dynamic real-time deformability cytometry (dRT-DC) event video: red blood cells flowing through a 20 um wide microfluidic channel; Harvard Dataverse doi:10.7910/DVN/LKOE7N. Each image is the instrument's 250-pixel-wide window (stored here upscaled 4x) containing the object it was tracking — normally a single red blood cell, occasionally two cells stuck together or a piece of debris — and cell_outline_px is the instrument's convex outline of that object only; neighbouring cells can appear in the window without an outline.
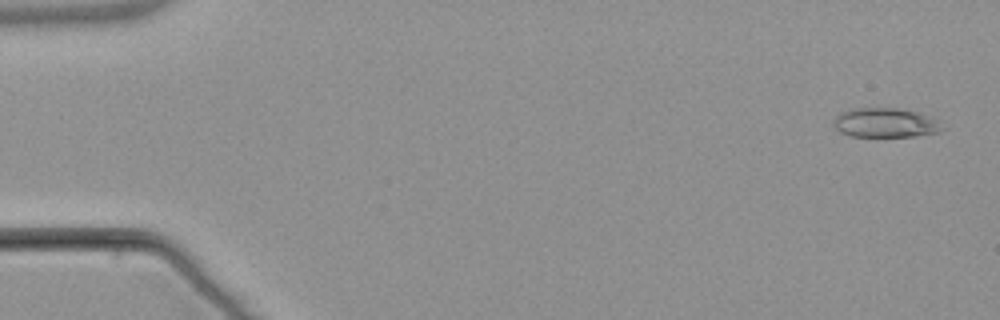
{"species": "common noctule bat (a hibernating species)", "species_latin": "Nyctalus noctula", "temperature_condition": "warm", "stored_images_in_passage": 8, "camera_frame_rate_fps": 3000, "um_per_image_px": 0.085, "animal": {"sex": "male", "body_mass_g": 21.5, "forearm_length_mm": 52.0}, "frame": {"image": 1, "passage_image": 1, "time_ms": 0.0, "image_size_px": [1000, 320], "cell_outline_px": [[948, 128], [940, 132], [916, 136], [852, 136], [840, 132], [832, 124], [836, 116], [840, 112], [852, 108], [900, 108], [916, 112], [928, 116], [936, 120]], "centroid_in_image_um": [75.27, 10.43], "position_along_channel_um": 9.7, "area_um2": 18.73}}
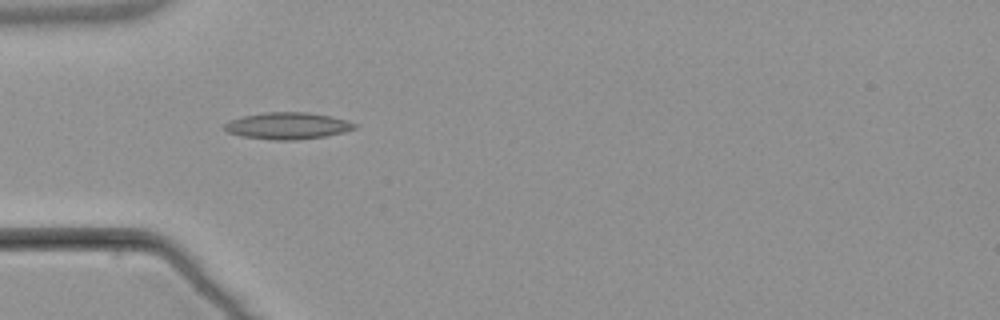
{"frame": {"image": 2, "passage_image": 5, "time_ms": 5.0, "image_size_px": [1000, 320], "cell_outline_px": [[360, 124], [356, 128], [344, 132], [324, 136], [296, 140], [276, 140], [240, 136], [228, 132], [224, 128], [224, 124], [232, 120], [244, 116], [264, 112], [308, 112], [328, 116]], "centroid_in_image_um": [24.46, 10.69], "position_along_channel_um": 60.5, "area_um2": 20.11}}
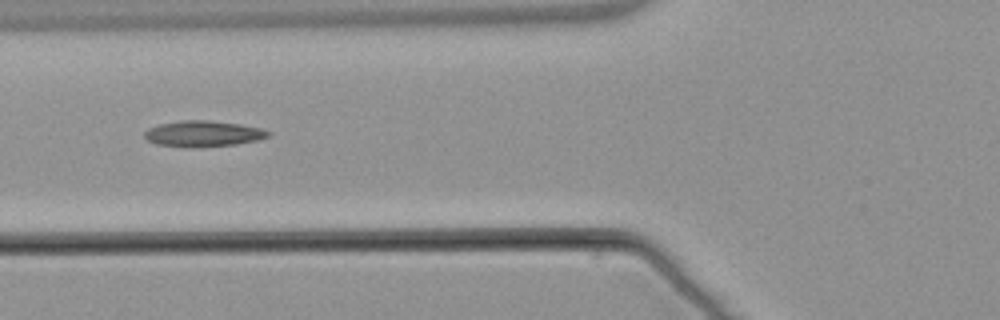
{"frame": {"image": 3, "passage_image": 6, "time_ms": 6.333, "image_size_px": [1000, 320], "cell_outline_px": [[272, 132], [268, 136], [256, 140], [236, 144], [192, 148], [184, 148], [156, 144], [148, 140], [144, 136], [144, 132], [148, 128], [160, 124], [180, 120], [208, 120], [240, 124], [260, 128]], "centroid_in_image_um": [17.23, 11.37], "position_along_channel_um": 108.6, "area_um2": 18.79}}